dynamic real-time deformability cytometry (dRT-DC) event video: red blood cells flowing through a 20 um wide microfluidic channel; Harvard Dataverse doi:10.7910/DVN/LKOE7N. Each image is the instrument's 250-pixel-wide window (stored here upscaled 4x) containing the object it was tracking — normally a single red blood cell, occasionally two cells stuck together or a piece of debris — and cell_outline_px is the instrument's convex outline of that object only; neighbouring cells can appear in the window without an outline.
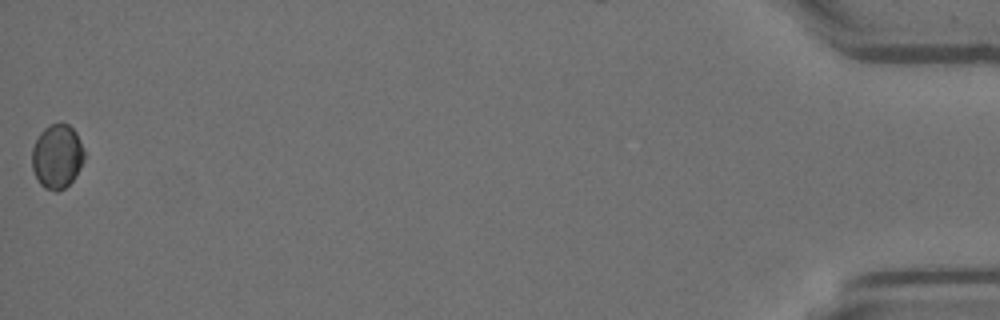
{"species": "Egyptian fruit bat (a non-hibernating species)", "species_latin": "Rousettus aegyptiacus", "temperature_condition": "room temperature", "stored_images_in_passage": 15, "camera_frame_rate_fps": 3000, "um_per_image_px": 0.085, "animal": {"sex": "female"}, "frame": {"image": 1, "passage_image": 15, "time_ms": 4.667, "image_size_px": [1000, 320], "cell_outline_px": [[84, 160], [80, 168], [72, 180], [64, 188], [56, 192], [44, 188], [40, 184], [32, 168], [32, 148], [40, 132], [48, 124], [68, 124], [76, 132], [84, 152]], "centroid_in_image_um": [4.84, 13.3], "position_along_channel_um": 430.4, "area_um2": 19.42}}